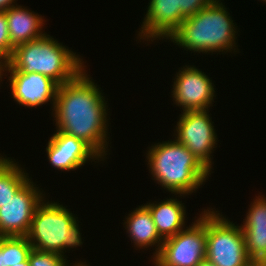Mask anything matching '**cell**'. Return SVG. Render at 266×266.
I'll list each match as a JSON object with an SVG mask.
<instances>
[{
    "mask_svg": "<svg viewBox=\"0 0 266 266\" xmlns=\"http://www.w3.org/2000/svg\"><path fill=\"white\" fill-rule=\"evenodd\" d=\"M85 69L58 87L51 116L56 130L83 140L105 162L110 138L108 101Z\"/></svg>",
    "mask_w": 266,
    "mask_h": 266,
    "instance_id": "6da1fadb",
    "label": "cell"
},
{
    "mask_svg": "<svg viewBox=\"0 0 266 266\" xmlns=\"http://www.w3.org/2000/svg\"><path fill=\"white\" fill-rule=\"evenodd\" d=\"M221 1L224 0H214L195 15L187 17L170 36L169 42L194 54L239 52L236 42L238 26Z\"/></svg>",
    "mask_w": 266,
    "mask_h": 266,
    "instance_id": "7a4b0ae2",
    "label": "cell"
},
{
    "mask_svg": "<svg viewBox=\"0 0 266 266\" xmlns=\"http://www.w3.org/2000/svg\"><path fill=\"white\" fill-rule=\"evenodd\" d=\"M146 151L152 179L174 196H191L211 177V172L175 138L152 144Z\"/></svg>",
    "mask_w": 266,
    "mask_h": 266,
    "instance_id": "3957f363",
    "label": "cell"
},
{
    "mask_svg": "<svg viewBox=\"0 0 266 266\" xmlns=\"http://www.w3.org/2000/svg\"><path fill=\"white\" fill-rule=\"evenodd\" d=\"M83 60L81 55L46 33L39 39L14 47L7 71L43 74L60 86L87 67Z\"/></svg>",
    "mask_w": 266,
    "mask_h": 266,
    "instance_id": "277c9868",
    "label": "cell"
},
{
    "mask_svg": "<svg viewBox=\"0 0 266 266\" xmlns=\"http://www.w3.org/2000/svg\"><path fill=\"white\" fill-rule=\"evenodd\" d=\"M43 201L37 206L26 235L33 249L64 255L82 246L78 217L59 201ZM67 249V250H66Z\"/></svg>",
    "mask_w": 266,
    "mask_h": 266,
    "instance_id": "5b68a950",
    "label": "cell"
},
{
    "mask_svg": "<svg viewBox=\"0 0 266 266\" xmlns=\"http://www.w3.org/2000/svg\"><path fill=\"white\" fill-rule=\"evenodd\" d=\"M215 210H206V259L215 266H250L241 226Z\"/></svg>",
    "mask_w": 266,
    "mask_h": 266,
    "instance_id": "8992f818",
    "label": "cell"
},
{
    "mask_svg": "<svg viewBox=\"0 0 266 266\" xmlns=\"http://www.w3.org/2000/svg\"><path fill=\"white\" fill-rule=\"evenodd\" d=\"M194 219L187 228L163 240L152 260L154 266H197L206 259V209Z\"/></svg>",
    "mask_w": 266,
    "mask_h": 266,
    "instance_id": "52a82bcc",
    "label": "cell"
},
{
    "mask_svg": "<svg viewBox=\"0 0 266 266\" xmlns=\"http://www.w3.org/2000/svg\"><path fill=\"white\" fill-rule=\"evenodd\" d=\"M181 113L173 130L174 138L213 173L212 154L217 147L218 138L209 109L185 112L181 110Z\"/></svg>",
    "mask_w": 266,
    "mask_h": 266,
    "instance_id": "ba28073f",
    "label": "cell"
},
{
    "mask_svg": "<svg viewBox=\"0 0 266 266\" xmlns=\"http://www.w3.org/2000/svg\"><path fill=\"white\" fill-rule=\"evenodd\" d=\"M183 67V68H182ZM173 78L171 98L185 111L207 110L213 107L216 88L212 79L196 66L184 65ZM215 97V98H214Z\"/></svg>",
    "mask_w": 266,
    "mask_h": 266,
    "instance_id": "9c48e42d",
    "label": "cell"
},
{
    "mask_svg": "<svg viewBox=\"0 0 266 266\" xmlns=\"http://www.w3.org/2000/svg\"><path fill=\"white\" fill-rule=\"evenodd\" d=\"M32 177L0 208V236H26L37 206L46 197Z\"/></svg>",
    "mask_w": 266,
    "mask_h": 266,
    "instance_id": "30bf717a",
    "label": "cell"
},
{
    "mask_svg": "<svg viewBox=\"0 0 266 266\" xmlns=\"http://www.w3.org/2000/svg\"><path fill=\"white\" fill-rule=\"evenodd\" d=\"M137 39L154 42L168 40L187 18L180 10V0H149ZM149 41V42H148Z\"/></svg>",
    "mask_w": 266,
    "mask_h": 266,
    "instance_id": "8fae6325",
    "label": "cell"
},
{
    "mask_svg": "<svg viewBox=\"0 0 266 266\" xmlns=\"http://www.w3.org/2000/svg\"><path fill=\"white\" fill-rule=\"evenodd\" d=\"M49 138L46 149L47 159L54 169L75 171L86 163L103 159L83 140L58 130Z\"/></svg>",
    "mask_w": 266,
    "mask_h": 266,
    "instance_id": "7c38bea8",
    "label": "cell"
},
{
    "mask_svg": "<svg viewBox=\"0 0 266 266\" xmlns=\"http://www.w3.org/2000/svg\"><path fill=\"white\" fill-rule=\"evenodd\" d=\"M9 75V76H8ZM12 98L23 107L33 108L50 102L52 111L59 85L51 78L39 73L7 71Z\"/></svg>",
    "mask_w": 266,
    "mask_h": 266,
    "instance_id": "4fadbf2b",
    "label": "cell"
},
{
    "mask_svg": "<svg viewBox=\"0 0 266 266\" xmlns=\"http://www.w3.org/2000/svg\"><path fill=\"white\" fill-rule=\"evenodd\" d=\"M242 223L249 258L256 263H266V200L261 194L251 201Z\"/></svg>",
    "mask_w": 266,
    "mask_h": 266,
    "instance_id": "5bb4252c",
    "label": "cell"
},
{
    "mask_svg": "<svg viewBox=\"0 0 266 266\" xmlns=\"http://www.w3.org/2000/svg\"><path fill=\"white\" fill-rule=\"evenodd\" d=\"M123 224L127 236L130 238L131 243L135 250H148L154 249L151 260H153L159 253L163 244V238L158 234L156 225L154 224L152 215L145 205H138L131 213L125 216Z\"/></svg>",
    "mask_w": 266,
    "mask_h": 266,
    "instance_id": "9a60e30c",
    "label": "cell"
},
{
    "mask_svg": "<svg viewBox=\"0 0 266 266\" xmlns=\"http://www.w3.org/2000/svg\"><path fill=\"white\" fill-rule=\"evenodd\" d=\"M11 44L16 47L43 37L46 20L44 16L26 8L14 5L5 11Z\"/></svg>",
    "mask_w": 266,
    "mask_h": 266,
    "instance_id": "2e32d148",
    "label": "cell"
},
{
    "mask_svg": "<svg viewBox=\"0 0 266 266\" xmlns=\"http://www.w3.org/2000/svg\"><path fill=\"white\" fill-rule=\"evenodd\" d=\"M185 195L178 194V199L173 196L169 199L147 202L144 205L149 209L158 234L163 238H169L187 228L186 205L180 201Z\"/></svg>",
    "mask_w": 266,
    "mask_h": 266,
    "instance_id": "e0dca14e",
    "label": "cell"
},
{
    "mask_svg": "<svg viewBox=\"0 0 266 266\" xmlns=\"http://www.w3.org/2000/svg\"><path fill=\"white\" fill-rule=\"evenodd\" d=\"M31 178L12 157L0 156V208Z\"/></svg>",
    "mask_w": 266,
    "mask_h": 266,
    "instance_id": "ac0fdd59",
    "label": "cell"
},
{
    "mask_svg": "<svg viewBox=\"0 0 266 266\" xmlns=\"http://www.w3.org/2000/svg\"><path fill=\"white\" fill-rule=\"evenodd\" d=\"M32 249L26 236H0V266L25 262Z\"/></svg>",
    "mask_w": 266,
    "mask_h": 266,
    "instance_id": "d6986e66",
    "label": "cell"
},
{
    "mask_svg": "<svg viewBox=\"0 0 266 266\" xmlns=\"http://www.w3.org/2000/svg\"><path fill=\"white\" fill-rule=\"evenodd\" d=\"M30 266H70L69 260L60 254L32 249L28 257Z\"/></svg>",
    "mask_w": 266,
    "mask_h": 266,
    "instance_id": "ffe728a7",
    "label": "cell"
},
{
    "mask_svg": "<svg viewBox=\"0 0 266 266\" xmlns=\"http://www.w3.org/2000/svg\"><path fill=\"white\" fill-rule=\"evenodd\" d=\"M13 49L14 46L10 41L8 20L5 11H0V55L9 60L13 53Z\"/></svg>",
    "mask_w": 266,
    "mask_h": 266,
    "instance_id": "44dd1931",
    "label": "cell"
},
{
    "mask_svg": "<svg viewBox=\"0 0 266 266\" xmlns=\"http://www.w3.org/2000/svg\"><path fill=\"white\" fill-rule=\"evenodd\" d=\"M214 0H180V10L186 16L195 15L199 10L211 4Z\"/></svg>",
    "mask_w": 266,
    "mask_h": 266,
    "instance_id": "7402d4cb",
    "label": "cell"
},
{
    "mask_svg": "<svg viewBox=\"0 0 266 266\" xmlns=\"http://www.w3.org/2000/svg\"><path fill=\"white\" fill-rule=\"evenodd\" d=\"M8 59L5 58L4 56L0 55V85H1V82H2V78L5 79V77L3 76H6L7 78V69H8Z\"/></svg>",
    "mask_w": 266,
    "mask_h": 266,
    "instance_id": "603a6c76",
    "label": "cell"
},
{
    "mask_svg": "<svg viewBox=\"0 0 266 266\" xmlns=\"http://www.w3.org/2000/svg\"><path fill=\"white\" fill-rule=\"evenodd\" d=\"M18 0H0V11H6L10 7L17 5Z\"/></svg>",
    "mask_w": 266,
    "mask_h": 266,
    "instance_id": "cb8c5ba5",
    "label": "cell"
},
{
    "mask_svg": "<svg viewBox=\"0 0 266 266\" xmlns=\"http://www.w3.org/2000/svg\"><path fill=\"white\" fill-rule=\"evenodd\" d=\"M197 266H215L214 264H212L210 261H208L207 259L201 261Z\"/></svg>",
    "mask_w": 266,
    "mask_h": 266,
    "instance_id": "d4e9b609",
    "label": "cell"
},
{
    "mask_svg": "<svg viewBox=\"0 0 266 266\" xmlns=\"http://www.w3.org/2000/svg\"><path fill=\"white\" fill-rule=\"evenodd\" d=\"M70 264H73V265H70V266H90V264H87V262L85 261V262H82V261H77V262H75V263H70Z\"/></svg>",
    "mask_w": 266,
    "mask_h": 266,
    "instance_id": "484cf974",
    "label": "cell"
},
{
    "mask_svg": "<svg viewBox=\"0 0 266 266\" xmlns=\"http://www.w3.org/2000/svg\"><path fill=\"white\" fill-rule=\"evenodd\" d=\"M14 266H30V263H29V260L27 259L25 262H22V263H19V264H16Z\"/></svg>",
    "mask_w": 266,
    "mask_h": 266,
    "instance_id": "4316f807",
    "label": "cell"
},
{
    "mask_svg": "<svg viewBox=\"0 0 266 266\" xmlns=\"http://www.w3.org/2000/svg\"><path fill=\"white\" fill-rule=\"evenodd\" d=\"M250 266H266V263H256V262H253Z\"/></svg>",
    "mask_w": 266,
    "mask_h": 266,
    "instance_id": "83f0119b",
    "label": "cell"
}]
</instances>
